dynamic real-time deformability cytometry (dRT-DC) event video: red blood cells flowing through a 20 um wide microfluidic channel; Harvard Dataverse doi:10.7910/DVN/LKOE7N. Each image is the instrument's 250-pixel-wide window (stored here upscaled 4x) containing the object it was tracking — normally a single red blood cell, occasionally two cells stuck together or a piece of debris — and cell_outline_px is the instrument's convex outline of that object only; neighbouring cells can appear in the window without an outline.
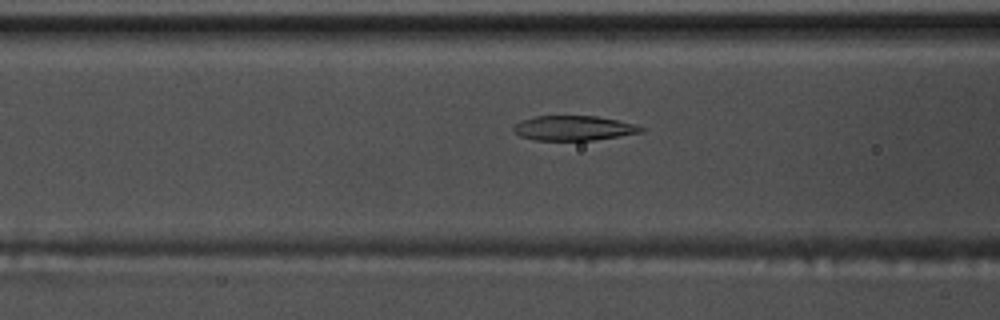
{"species": "common noctule bat (a hibernating species)", "species_latin": "Nyctalus noctula", "temperature_condition": "warm", "stored_images_in_passage": 41, "camera_frame_rate_fps": 3000, "um_per_image_px": 0.085, "animal": {"sex": "male", "body_mass_g": 17.5, "forearm_length_mm": 52.3}, "frame": {"image": 1, "passage_image": 10, "time_ms": 3.0, "image_size_px": [1000, 320], "cell_outline_px": [[644, 132], [592, 140], [536, 140], [520, 136], [512, 132], [512, 128], [516, 124], [532, 116], [596, 116], [616, 120], [632, 124], [644, 128]], "centroid_in_image_um": [48.72, 10.89], "position_along_channel_um": 117.9, "area_um2": 18.21}}
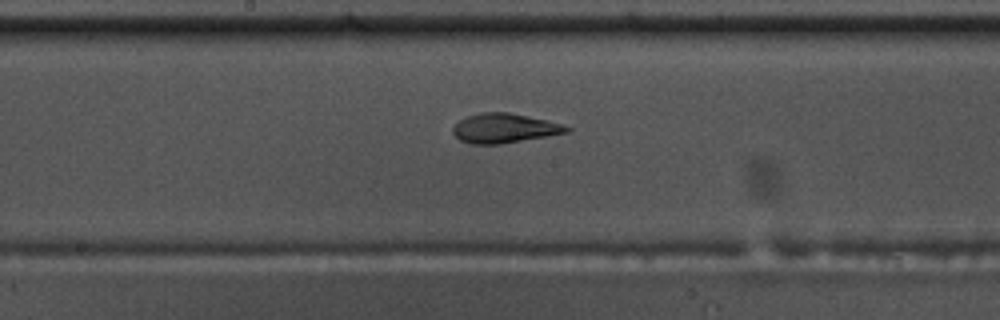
{"frame": {"image": 2, "passage_image": 17, "time_ms": 5.333, "image_size_px": [1000, 320], "cell_outline_px": [[572, 128], [568, 132], [500, 144], [472, 144], [460, 140], [452, 132], [452, 128], [460, 120], [468, 116], [480, 112], [508, 112], [544, 120], [560, 124]], "centroid_in_image_um": [42.82, 10.9], "position_along_channel_um": 205.4, "area_um2": 19.13}}
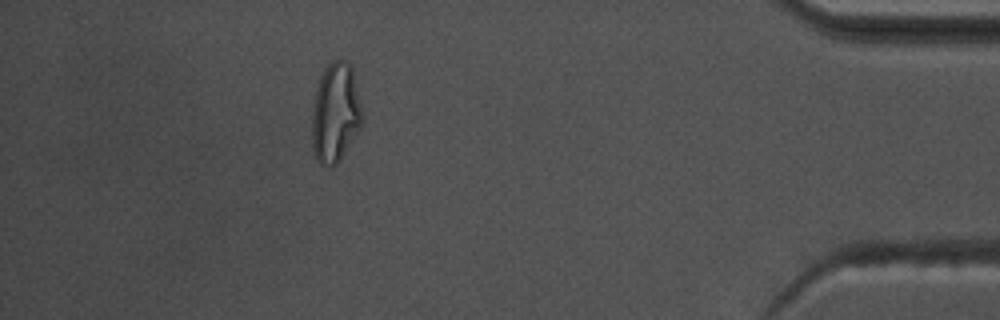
{"frame": {"image": 3, "passage_image": 37, "time_ms": 12.0, "image_size_px": [1000, 320], "cell_outline_px": [[364, 120], [360, 128], [340, 160], [336, 164], [320, 164], [316, 160], [312, 148], [312, 108], [316, 88], [320, 76], [324, 68], [332, 60], [340, 60], [348, 64], [352, 68], [364, 116]], "centroid_in_image_um": [28.51, 9.59], "position_along_channel_um": 406.7, "area_um2": 29.25}, "authors_computed_cell_mechanics": {"area_um2": 19.4786, "velocity_mm_per_s": 3.7617, "shape_relaxation_time_tau1_ms": 6.2991, "shape_relaxation_time_tau2_ms": 1.4773, "deformation_change_tau1": 0.2236, "deformation_change_tau2": 0.0898}}